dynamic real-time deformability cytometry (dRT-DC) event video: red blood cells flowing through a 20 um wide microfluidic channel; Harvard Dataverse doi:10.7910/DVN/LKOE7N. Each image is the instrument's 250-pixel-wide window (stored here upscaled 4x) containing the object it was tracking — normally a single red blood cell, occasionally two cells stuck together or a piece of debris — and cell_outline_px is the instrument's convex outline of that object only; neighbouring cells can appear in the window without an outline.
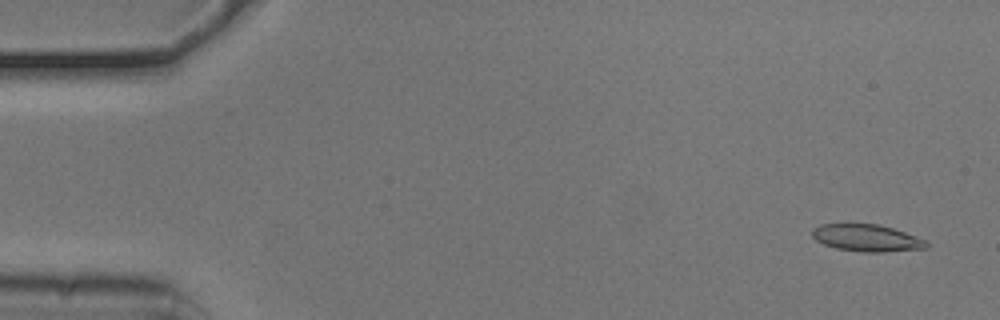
{"species": "common noctule bat (a hibernating species)", "species_latin": "Nyctalus noctula", "temperature_condition": "cold", "stored_images_in_passage": 52, "camera_frame_rate_fps": 3000, "um_per_image_px": 0.085, "animal": {"sex": "male", "body_mass_g": 20.5, "forearm_length_mm": 52.5}, "frame": {"image": 1, "passage_image": 2, "time_ms": 0.333, "image_size_px": [1000, 320], "cell_outline_px": [[928, 248], [884, 252], [864, 252], [836, 248], [824, 244], [816, 240], [812, 236], [812, 228], [820, 224], [880, 224], [928, 240]], "centroid_in_image_um": [73.69, 20.22], "position_along_channel_um": 11.3, "area_um2": 18.03}}
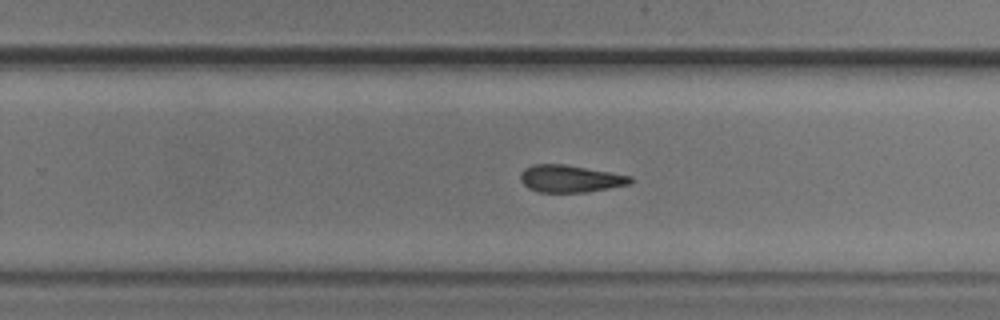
{"frame": {"image": 2, "passage_image": 33, "time_ms": 10.667, "image_size_px": [1000, 320], "cell_outline_px": [[632, 184], [584, 192], [540, 192], [528, 188], [520, 180], [520, 172], [524, 168], [532, 164], [564, 164], [632, 176]], "centroid_in_image_um": [48.44, 15.18], "position_along_channel_um": 281.4, "area_um2": 17.4}}
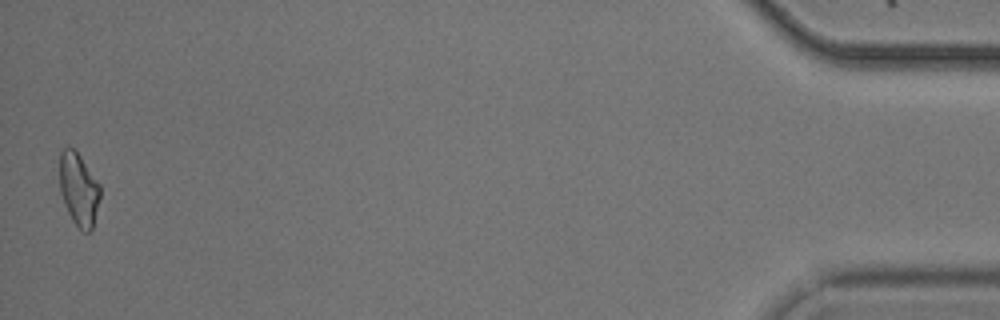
{"frame": {"image": 3, "passage_image": 52, "time_ms": 17.0, "image_size_px": [1000, 320], "cell_outline_px": [[100, 196], [92, 228], [88, 232], [84, 232], [72, 220], [64, 204], [60, 192], [60, 152], [68, 144], [80, 156], [100, 184]], "centroid_in_image_um": [6.68, 16.06], "position_along_channel_um": 428.5, "area_um2": 17.05}, "authors_computed_cell_mechanics": {"area_um2": 18.0336, "velocity_mm_per_s": 3.7851, "shape_relaxation_time_tau1_ms": 5.4025, "shape_relaxation_time_tau2_ms": 4.1608, "deformation_change_tau1": 0.1307, "deformation_change_tau2": 0.1292}}